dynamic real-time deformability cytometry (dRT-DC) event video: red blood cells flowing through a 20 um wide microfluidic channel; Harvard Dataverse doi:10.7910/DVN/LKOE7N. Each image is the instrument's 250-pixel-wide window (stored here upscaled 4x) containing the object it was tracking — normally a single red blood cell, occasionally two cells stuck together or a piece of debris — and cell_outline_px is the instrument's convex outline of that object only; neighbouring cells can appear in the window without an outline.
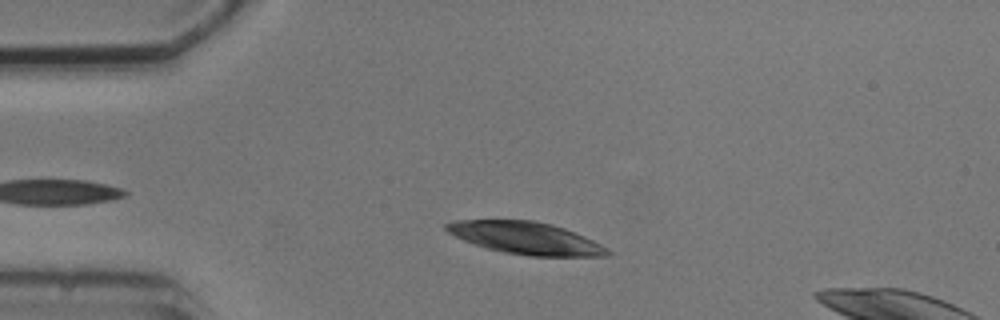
{"species": "common noctule bat (a hibernating species)", "species_latin": "Nyctalus noctula", "temperature_condition": "cold", "stored_images_in_passage": 3, "camera_frame_rate_fps": 3000, "um_per_image_px": 0.085, "animal": {"sex": "male", "body_mass_g": 20.5, "forearm_length_mm": 52.5}, "frame": {"image": 1, "passage_image": 2, "time_ms": 1.0, "image_size_px": [1000, 320], "cell_outline_px": [[612, 252], [608, 256], [532, 256], [504, 252], [488, 248], [464, 240], [448, 232], [444, 228], [444, 224], [452, 220], [536, 220], [552, 224], [564, 228], [584, 236], [608, 248]], "centroid_in_image_um": [44.7, 20.22], "position_along_channel_um": 40.3, "area_um2": 30.11}}